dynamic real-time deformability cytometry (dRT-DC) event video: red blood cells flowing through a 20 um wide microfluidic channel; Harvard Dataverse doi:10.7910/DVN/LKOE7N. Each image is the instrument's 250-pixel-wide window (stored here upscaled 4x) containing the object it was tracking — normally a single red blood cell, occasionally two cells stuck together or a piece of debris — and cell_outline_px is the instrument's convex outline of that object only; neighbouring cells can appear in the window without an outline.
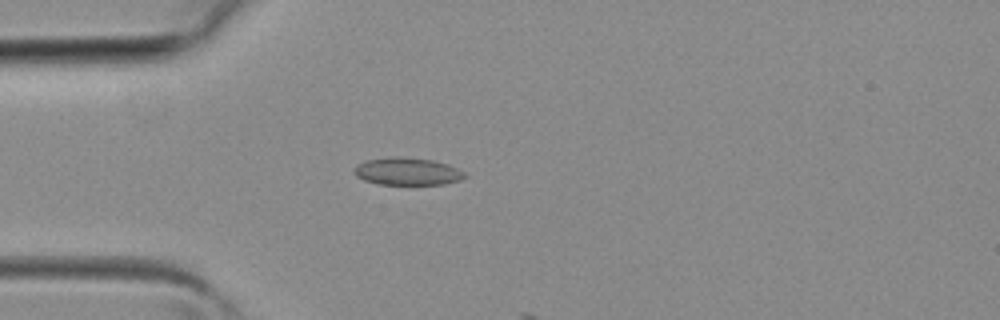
{"species": "common noctule bat (a hibernating species)", "species_latin": "Nyctalus noctula", "temperature_condition": "room temperature", "stored_images_in_passage": 7, "camera_frame_rate_fps": 3000, "um_per_image_px": 0.085, "animal": {"sex": "female", "body_mass_g": 19.3, "forearm_length_mm": 54.1}, "frame": {"image": 1, "passage_image": 6, "time_ms": 1.667, "image_size_px": [1000, 320], "cell_outline_px": [[468, 176], [460, 180], [444, 184], [376, 184], [364, 180], [356, 176], [352, 172], [352, 168], [356, 164], [368, 160], [392, 156], [400, 156], [432, 160], [448, 164], [464, 172]], "centroid_in_image_um": [34.58, 14.56], "position_along_channel_um": 50.4, "area_um2": 17.86}}